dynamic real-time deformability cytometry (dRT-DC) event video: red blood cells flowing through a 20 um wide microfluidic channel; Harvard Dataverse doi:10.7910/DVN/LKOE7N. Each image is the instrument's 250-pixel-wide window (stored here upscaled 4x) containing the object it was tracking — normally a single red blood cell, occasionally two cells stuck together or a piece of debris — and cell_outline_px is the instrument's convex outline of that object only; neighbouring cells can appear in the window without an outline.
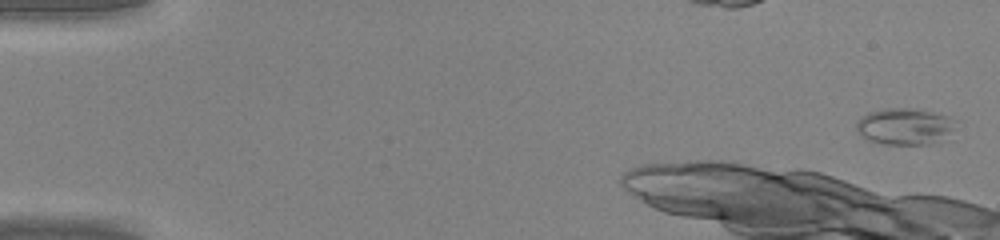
{"species": "common noctule bat (a hibernating species)", "species_latin": "Nyctalus noctula", "temperature_condition": "warm", "stored_images_in_passage": 12, "camera_frame_rate_fps": 3000, "um_per_image_px": 0.085, "animal": {"sex": "male", "body_mass_g": 20.0, "forearm_length_mm": 53.3}, "frame": {"image": 1, "passage_image": 1, "time_ms": 0.0, "image_size_px": [1000, 240], "cell_outline_px": [[956, 120], [952, 140], [940, 144], [880, 144], [868, 140], [856, 128], [856, 120], [860, 116], [868, 112], [884, 108], [920, 108], [952, 116]], "centroid_in_image_um": [77.04, 10.75], "position_along_channel_um": 8.0, "area_um2": 22.31}}